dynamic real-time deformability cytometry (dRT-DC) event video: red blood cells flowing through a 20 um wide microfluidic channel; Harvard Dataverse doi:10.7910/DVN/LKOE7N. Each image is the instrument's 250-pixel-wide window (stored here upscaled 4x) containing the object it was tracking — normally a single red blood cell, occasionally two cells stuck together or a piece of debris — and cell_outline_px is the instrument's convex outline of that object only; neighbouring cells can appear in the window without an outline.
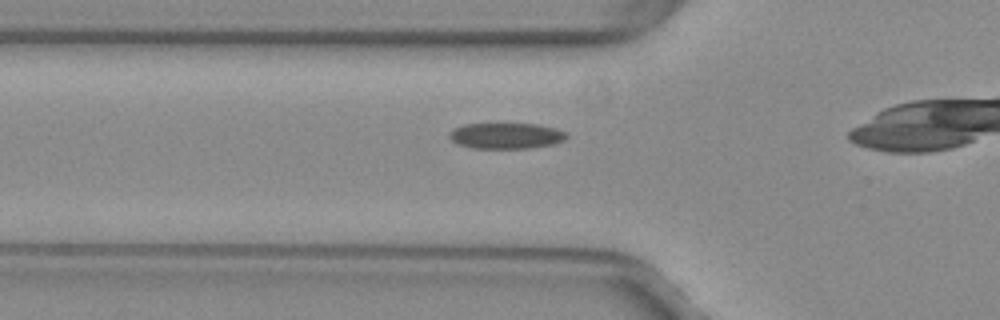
{"species": "common noctule bat (a hibernating species)", "species_latin": "Nyctalus noctula", "temperature_condition": "warm", "stored_images_in_passage": 26, "camera_frame_rate_fps": 3000, "um_per_image_px": 0.085, "animal": {"sex": "female", "body_mass_g": 29.2, "forearm_length_mm": 56.3}, "frame": {"image": 1, "passage_image": 2, "time_ms": 0.333, "image_size_px": [1000, 320], "cell_outline_px": [[568, 136], [564, 140], [552, 144], [528, 148], [472, 148], [460, 144], [452, 140], [448, 136], [448, 132], [452, 128], [464, 124], [540, 124], [556, 128], [564, 132]], "centroid_in_image_um": [42.99, 11.53], "position_along_channel_um": 82.8, "area_um2": 17.63}}
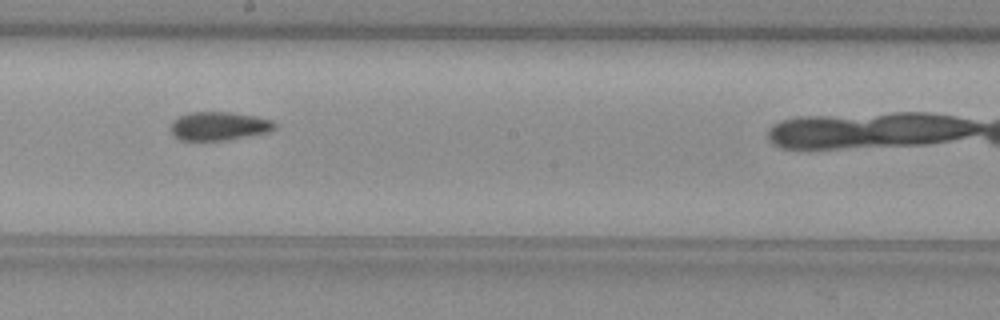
{"frame": {"image": 2, "passage_image": 13, "time_ms": 4.0, "image_size_px": [1000, 320], "cell_outline_px": [[276, 128], [268, 132], [224, 140], [180, 140], [172, 136], [168, 128], [172, 120], [188, 112], [232, 112], [256, 116], [272, 120], [276, 124]], "centroid_in_image_um": [18.55, 10.71], "position_along_channel_um": 229.7, "area_um2": 17.51}}
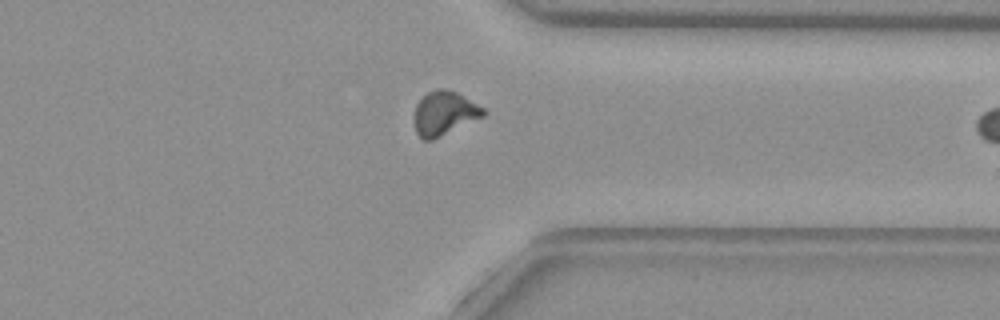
{"frame": {"image": 3, "passage_image": 24, "time_ms": 7.667, "image_size_px": [1000, 320], "cell_outline_px": [[488, 112], [484, 116], [432, 140], [424, 140], [416, 132], [412, 116], [416, 104], [428, 92], [436, 88], [444, 88], [456, 92], [464, 96], [484, 108]], "centroid_in_image_um": [37.74, 9.62], "position_along_channel_um": 373.7, "area_um2": 17.8}}